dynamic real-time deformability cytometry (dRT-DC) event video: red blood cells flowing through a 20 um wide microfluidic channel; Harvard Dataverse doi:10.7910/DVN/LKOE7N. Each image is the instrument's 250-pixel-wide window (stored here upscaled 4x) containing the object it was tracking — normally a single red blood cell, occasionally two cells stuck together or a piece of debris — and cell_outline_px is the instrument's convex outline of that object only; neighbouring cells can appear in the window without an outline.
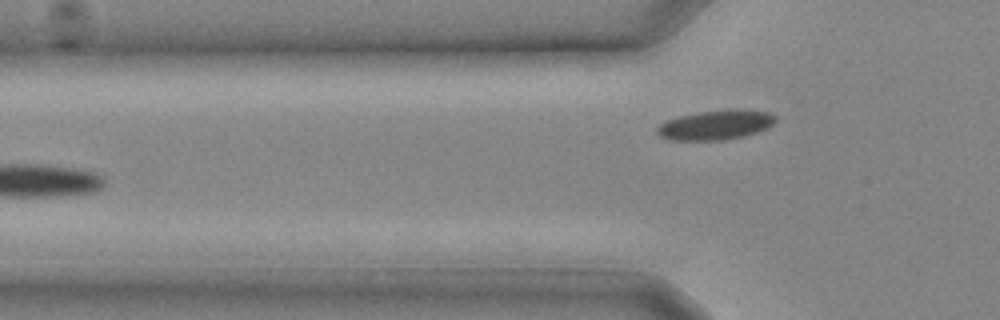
{"species": "common noctule bat (a hibernating species)", "species_latin": "Nyctalus noctula", "temperature_condition": "cold", "stored_images_in_passage": 10, "camera_frame_rate_fps": 3000, "um_per_image_px": 0.085, "animal": {"sex": "male", "body_mass_g": 20.4}, "frame": {"image": 1, "passage_image": 10, "time_ms": 3.0, "image_size_px": [1000, 320], "cell_outline_px": [[776, 120], [768, 128], [744, 136], [724, 140], [668, 140], [660, 136], [656, 132], [656, 128], [660, 124], [668, 120], [680, 116], [700, 112], [768, 112], [776, 116]], "centroid_in_image_um": [60.76, 10.68], "position_along_channel_um": 65.0, "area_um2": 19.48}}